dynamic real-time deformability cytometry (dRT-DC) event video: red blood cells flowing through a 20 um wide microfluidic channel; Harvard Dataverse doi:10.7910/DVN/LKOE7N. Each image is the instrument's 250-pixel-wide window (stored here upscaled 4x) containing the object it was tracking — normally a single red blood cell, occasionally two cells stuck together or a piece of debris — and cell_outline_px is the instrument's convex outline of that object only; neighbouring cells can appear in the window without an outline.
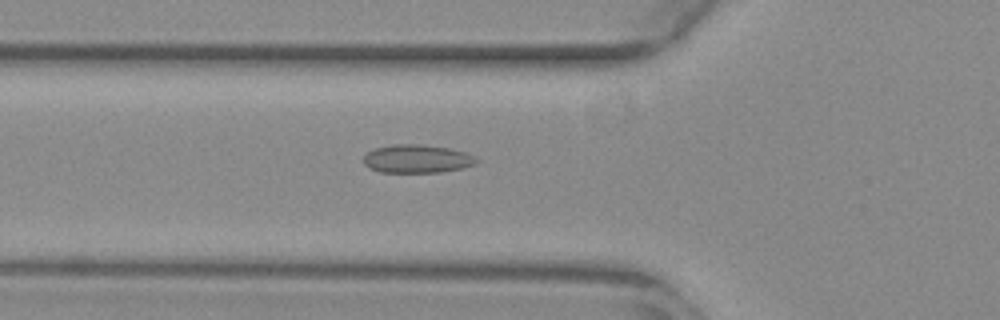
{"species": "common noctule bat (a hibernating species)", "species_latin": "Nyctalus noctula", "temperature_condition": "warm", "stored_images_in_passage": 45, "camera_frame_rate_fps": 3000, "um_per_image_px": 0.085, "animal": {"sex": "female", "body_mass_g": 29.2, "forearm_length_mm": 56.3}, "frame": {"image": 1, "passage_image": 12, "time_ms": 3.667, "image_size_px": [1000, 320], "cell_outline_px": [[480, 160], [476, 164], [460, 168], [440, 172], [380, 172], [368, 168], [364, 164], [364, 156], [368, 152], [376, 148], [392, 144], [424, 144], [448, 148], [464, 152], [476, 156]], "centroid_in_image_um": [35.45, 13.49], "position_along_channel_um": 90.3, "area_um2": 18.67}}
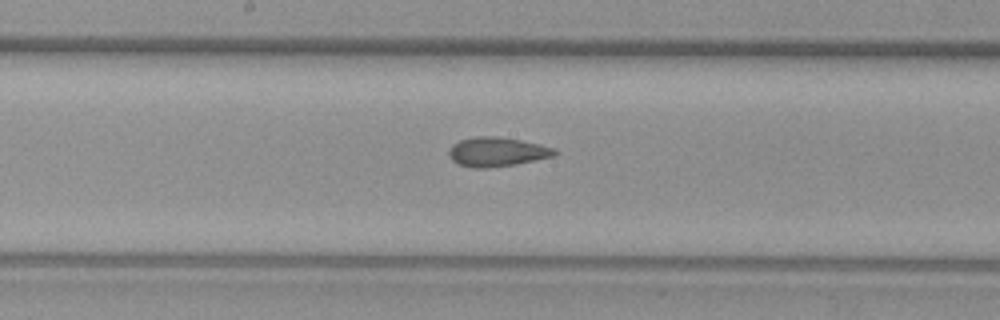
{"frame": {"image": 2, "passage_image": 21, "time_ms": 6.667, "image_size_px": [1000, 320], "cell_outline_px": [[560, 152], [556, 156], [516, 164], [488, 168], [472, 168], [460, 164], [452, 160], [448, 156], [448, 148], [452, 144], [460, 140], [476, 136], [496, 136], [520, 140], [540, 144], [556, 148]], "centroid_in_image_um": [42.27, 12.91], "position_along_channel_um": 205.9, "area_um2": 18.32}}
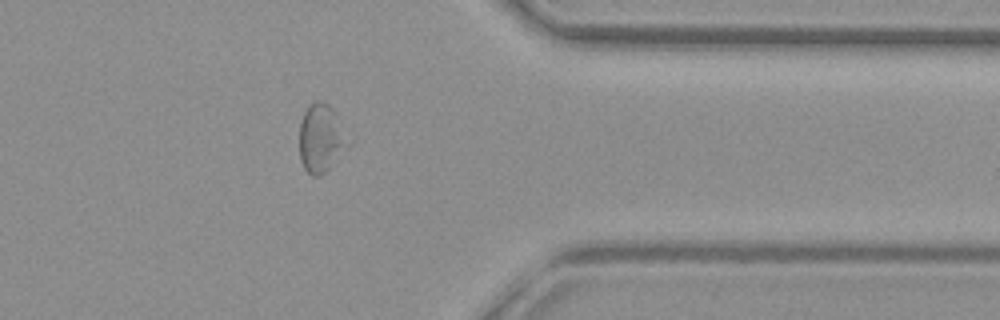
{"frame": {"image": 3, "passage_image": 36, "time_ms": 11.667, "image_size_px": [1000, 320], "cell_outline_px": [[340, 144], [328, 168], [320, 176], [312, 176], [304, 168], [300, 160], [300, 124], [304, 112], [308, 104], [316, 100], [320, 100], [328, 104], [336, 112], [340, 140]], "centroid_in_image_um": [27.08, 11.68], "position_along_channel_um": 384.3, "area_um2": 17.22}}